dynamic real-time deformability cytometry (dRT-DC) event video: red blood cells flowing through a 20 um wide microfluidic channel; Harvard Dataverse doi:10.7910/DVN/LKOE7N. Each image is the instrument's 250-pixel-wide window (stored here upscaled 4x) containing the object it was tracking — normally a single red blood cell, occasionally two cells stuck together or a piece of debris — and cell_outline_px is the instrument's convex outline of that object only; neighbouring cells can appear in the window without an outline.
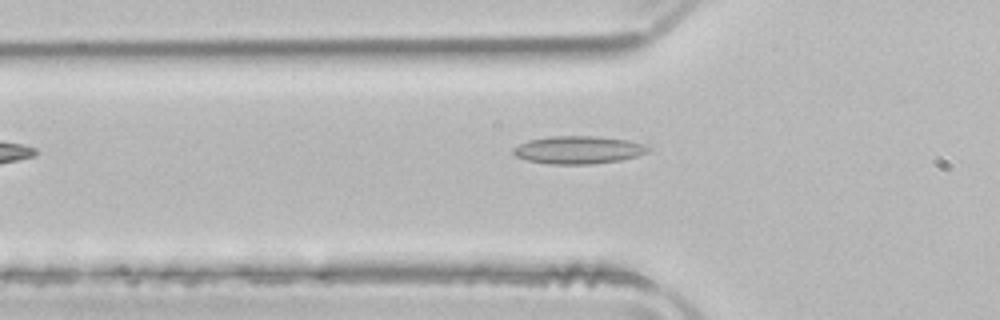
{"species": "common noctule bat (a hibernating species)", "species_latin": "Nyctalus noctula", "temperature_condition": "room temperature", "stored_images_in_passage": 38, "camera_frame_rate_fps": 3000, "um_per_image_px": 0.085, "animal": {"sex": "male", "body_mass_g": 21.5, "forearm_length_mm": 52.0}, "frame": {"image": 1, "passage_image": 4, "time_ms": 1.0, "image_size_px": [1000, 320], "cell_outline_px": [[652, 148], [648, 152], [636, 156], [620, 160], [592, 164], [552, 164], [528, 160], [516, 156], [512, 152], [512, 148], [528, 140], [552, 136], [596, 136], [628, 140], [644, 144]], "centroid_in_image_um": [49.18, 12.73], "position_along_channel_um": 76.6, "area_um2": 21.79}}
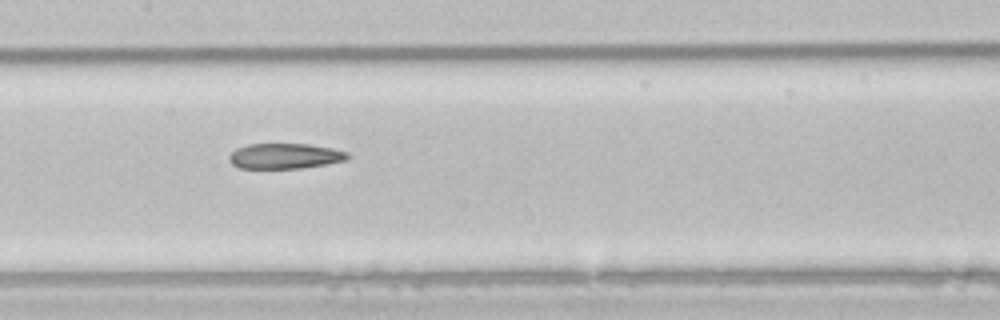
{"frame": {"image": 2, "passage_image": 12, "time_ms": 3.667, "image_size_px": [1000, 320], "cell_outline_px": [[352, 156], [344, 160], [328, 164], [300, 168], [240, 168], [232, 164], [228, 160], [228, 156], [236, 148], [248, 144], [308, 144], [332, 148], [348, 152]], "centroid_in_image_um": [24.22, 13.26], "position_along_channel_um": 183.2, "area_um2": 17.57}}
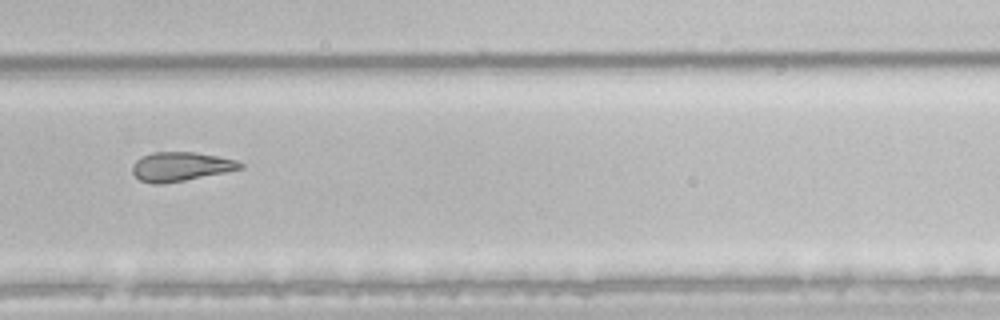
{"frame": {"image": 3, "passage_image": 22, "time_ms": 7.0, "image_size_px": [1000, 320], "cell_outline_px": [[244, 168], [184, 180], [160, 184], [152, 184], [140, 180], [132, 172], [132, 164], [136, 160], [152, 152], [196, 152], [236, 160], [244, 164]], "centroid_in_image_um": [15.34, 14.15], "position_along_channel_um": 314.5, "area_um2": 18.09}, "authors_computed_cell_mechanics": {"area_um2": 19.3341, "velocity_mm_per_s": 3.9558, "shape_relaxation_time_tau1_ms": null, "shape_relaxation_time_tau2_ms": 6.9315, "deformation_change_tau1": null, "deformation_change_tau2": 0.1714}}